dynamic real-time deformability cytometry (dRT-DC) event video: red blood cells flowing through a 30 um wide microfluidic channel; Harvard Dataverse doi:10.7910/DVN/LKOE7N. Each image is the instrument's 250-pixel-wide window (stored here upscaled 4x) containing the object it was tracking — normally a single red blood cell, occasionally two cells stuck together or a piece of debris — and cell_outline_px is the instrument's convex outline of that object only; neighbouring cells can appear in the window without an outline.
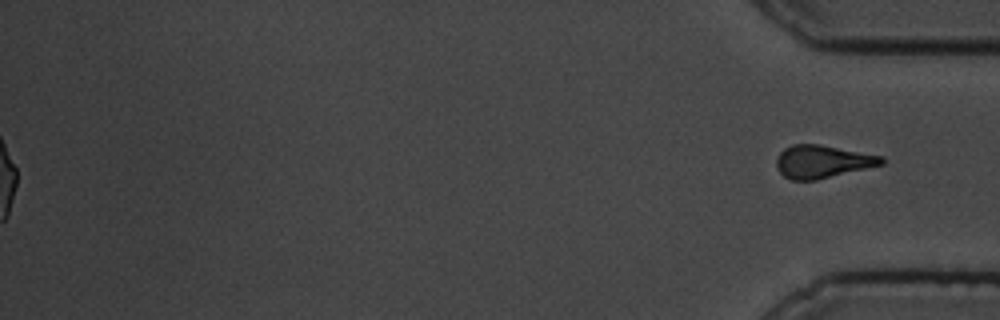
{"species": "common noctule bat (a hibernating species)", "species_latin": "Nyctalus noctula", "temperature_condition": "cold", "stored_images_in_passage": 62, "segment_of_instrument_passage": [2, 2], "camera_frame_rate_fps": 3000, "um_per_image_px": 0.085, "animal": {"sex": "male", "body_mass_g": 19.5, "forearm_length_mm": 54.6}, "frame": {"image": 1, "passage_image": 62, "time_ms": 20.333, "image_size_px": [1000, 320], "cell_outline_px": [[884, 164], [816, 180], [792, 180], [784, 176], [776, 168], [776, 160], [780, 152], [784, 148], [792, 144], [820, 144], [884, 156]], "centroid_in_image_um": [69.9, 13.73], "position_along_channel_um": 365.3, "area_um2": 20.17}}